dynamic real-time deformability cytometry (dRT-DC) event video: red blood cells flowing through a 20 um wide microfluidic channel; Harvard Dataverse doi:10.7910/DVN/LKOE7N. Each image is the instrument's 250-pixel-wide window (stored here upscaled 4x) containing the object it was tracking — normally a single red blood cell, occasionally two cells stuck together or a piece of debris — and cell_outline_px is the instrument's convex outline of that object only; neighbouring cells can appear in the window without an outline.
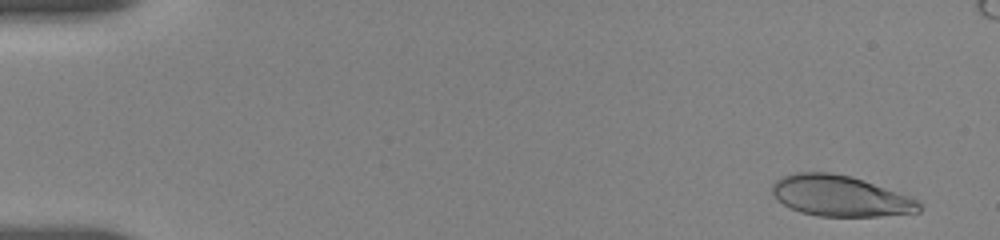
{"species": "human", "species_latin": "Homo sapiens", "temperature_condition": "room temperature", "stored_images_in_passage": 38, "camera_frame_rate_fps": 3000, "um_per_image_px": 0.085, "donor": {"sex": "female"}, "frame": {"image": 1, "passage_image": 3, "time_ms": 0.667, "image_size_px": [1000, 240], "cell_outline_px": [[920, 212], [880, 216], [820, 216], [800, 212], [776, 200], [772, 192], [772, 184], [776, 180], [784, 176], [796, 172], [828, 172], [852, 176], [864, 180], [908, 196], [916, 200], [920, 204]], "centroid_in_image_um": [71.39, 16.65], "position_along_channel_um": 13.6, "area_um2": 34.74}}
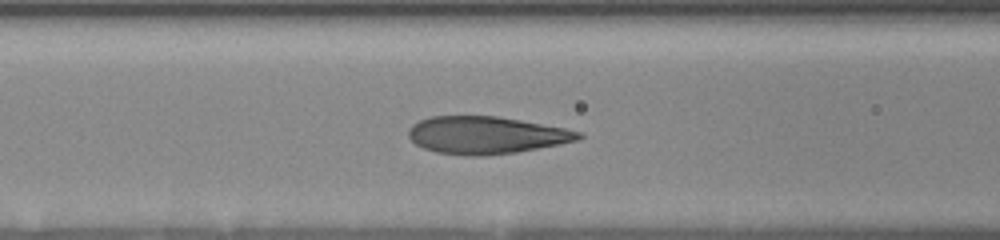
{"frame": {"image": 2, "passage_image": 26, "time_ms": 7.333, "image_size_px": [1000, 240], "cell_outline_px": [[584, 136], [580, 140], [560, 144], [516, 152], [484, 156], [464, 156], [436, 152], [424, 148], [416, 144], [408, 136], [408, 128], [412, 124], [428, 116], [496, 116], [520, 120], [564, 128], [580, 132]], "centroid_in_image_um": [41.29, 11.49], "position_along_channel_um": 125.3, "area_um2": 37.11}}
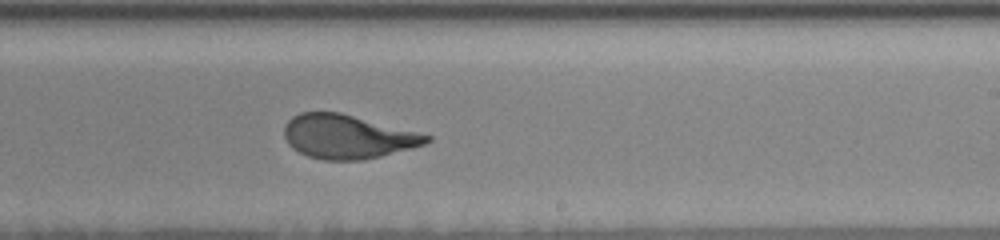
{"frame": {"image": 3, "passage_image": 38, "time_ms": 11.0, "image_size_px": [1000, 240], "cell_outline_px": [[432, 140], [424, 144], [412, 148], [380, 156], [360, 160], [324, 160], [308, 156], [292, 148], [288, 144], [284, 136], [284, 124], [292, 116], [300, 112], [340, 112], [432, 136]], "centroid_in_image_um": [29.5, 11.61], "position_along_channel_um": 259.5, "area_um2": 36.24}}